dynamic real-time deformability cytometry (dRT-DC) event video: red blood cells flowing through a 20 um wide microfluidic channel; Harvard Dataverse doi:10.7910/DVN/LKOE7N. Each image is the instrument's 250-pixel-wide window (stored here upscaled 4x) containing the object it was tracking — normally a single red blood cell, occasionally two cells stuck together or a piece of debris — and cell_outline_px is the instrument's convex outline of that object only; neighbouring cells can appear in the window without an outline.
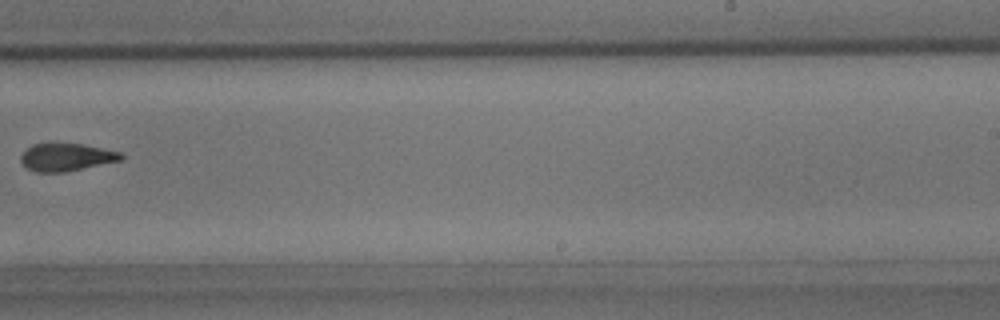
{"species": "common noctule bat (a hibernating species)", "species_latin": "Nyctalus noctula", "temperature_condition": "room temperature", "stored_images_in_passage": 9, "camera_frame_rate_fps": 3000, "um_per_image_px": 0.085, "animal": {"sex": "male", "body_mass_g": 15.6}, "frame": {"image": 1, "passage_image": 9, "time_ms": 10.0, "image_size_px": [1000, 320], "cell_outline_px": [[124, 156], [120, 160], [64, 172], [36, 172], [28, 168], [20, 160], [20, 156], [32, 144], [84, 144], [120, 152]], "centroid_in_image_um": [5.63, 13.36], "position_along_channel_um": 283.4, "area_um2": 15.78}}